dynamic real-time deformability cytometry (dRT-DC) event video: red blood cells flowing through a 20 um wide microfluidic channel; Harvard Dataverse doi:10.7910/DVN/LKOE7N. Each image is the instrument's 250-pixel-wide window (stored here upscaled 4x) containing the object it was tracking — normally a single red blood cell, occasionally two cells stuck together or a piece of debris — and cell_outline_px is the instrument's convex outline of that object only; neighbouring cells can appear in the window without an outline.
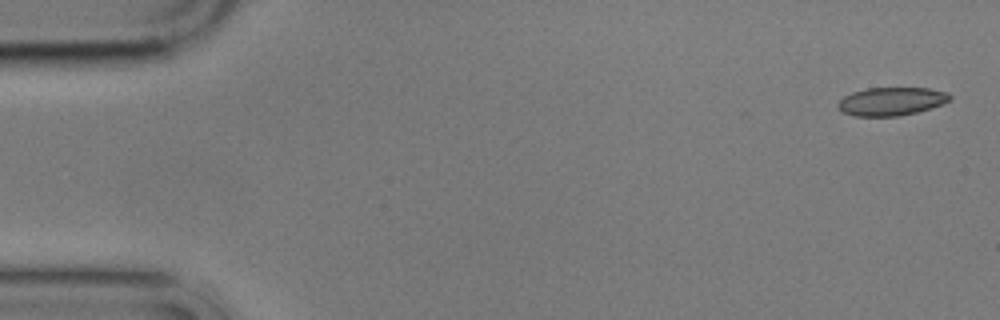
{"species": "common noctule bat (a hibernating species)", "species_latin": "Nyctalus noctula", "temperature_condition": "cold", "stored_images_in_passage": 4, "camera_frame_rate_fps": 3000, "um_per_image_px": 0.085, "animal": {"sex": "male", "body_mass_g": 17.9}, "frame": {"image": 1, "passage_image": 1, "time_ms": 0.0, "image_size_px": [1000, 320], "cell_outline_px": [[952, 100], [916, 112], [900, 116], [856, 116], [844, 112], [836, 104], [844, 96], [852, 92], [868, 88], [928, 88], [948, 92], [952, 96]], "centroid_in_image_um": [75.78, 8.61], "position_along_channel_um": 9.2, "area_um2": 18.26}}